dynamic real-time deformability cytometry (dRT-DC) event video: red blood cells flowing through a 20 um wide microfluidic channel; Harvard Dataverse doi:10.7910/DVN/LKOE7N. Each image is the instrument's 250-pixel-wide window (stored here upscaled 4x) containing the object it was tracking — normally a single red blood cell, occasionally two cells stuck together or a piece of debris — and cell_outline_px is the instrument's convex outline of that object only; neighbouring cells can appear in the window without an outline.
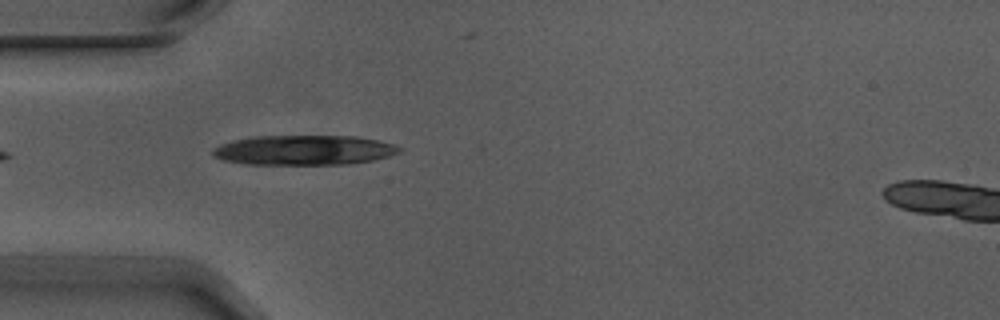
{"species": "Egyptian fruit bat (a non-hibernating species)", "species_latin": "Rousettus aegyptiacus", "temperature_condition": "warm", "stored_images_in_passage": 6, "camera_frame_rate_fps": 3000, "um_per_image_px": 0.085, "animal": {"sex": "male"}, "frame": {"image": 1, "passage_image": 5, "time_ms": 1.333, "image_size_px": [1000, 320], "cell_outline_px": [[400, 152], [388, 156], [372, 160], [348, 164], [244, 164], [224, 160], [212, 156], [212, 148], [220, 144], [232, 140], [256, 136], [356, 136], [380, 140], [392, 144], [400, 148]], "centroid_in_image_um": [25.8, 12.75], "position_along_channel_um": 59.2, "area_um2": 32.43}}